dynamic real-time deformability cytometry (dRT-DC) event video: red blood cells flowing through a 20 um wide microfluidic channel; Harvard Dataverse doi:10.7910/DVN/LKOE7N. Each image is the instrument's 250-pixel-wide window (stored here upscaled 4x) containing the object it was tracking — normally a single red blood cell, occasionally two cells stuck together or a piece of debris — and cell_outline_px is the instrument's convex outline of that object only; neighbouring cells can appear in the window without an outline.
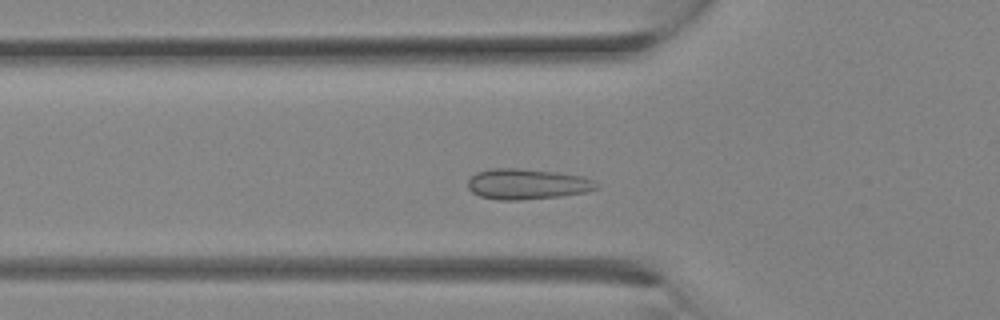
{"species": "Egyptian fruit bat (a non-hibernating species)", "species_latin": "Rousettus aegyptiacus", "temperature_condition": "room temperature", "stored_images_in_passage": 15, "camera_frame_rate_fps": 3000, "um_per_image_px": 0.085, "animal": {"sex": "female"}, "frame": {"image": 1, "passage_image": 7, "time_ms": 2.0, "image_size_px": [1000, 320], "cell_outline_px": [[600, 188], [588, 192], [560, 196], [520, 200], [500, 200], [480, 196], [472, 192], [468, 188], [468, 180], [476, 172], [488, 168], [520, 168], [556, 172], [584, 176], [600, 184]], "centroid_in_image_um": [44.83, 15.64], "position_along_channel_um": 81.0, "area_um2": 23.18}}
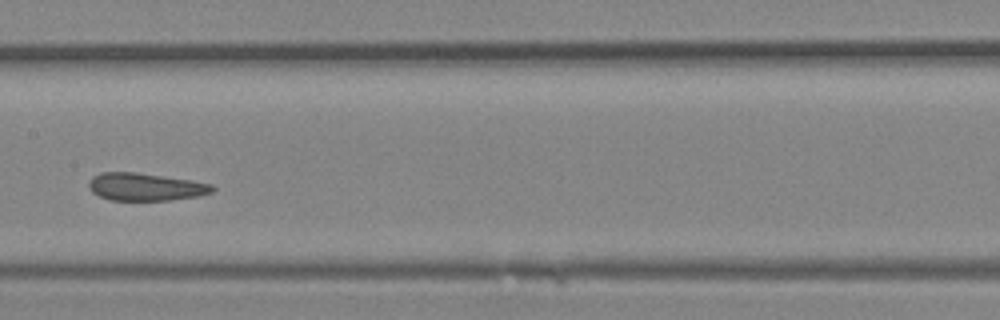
{"frame": {"image": 2, "passage_image": 12, "time_ms": 3.667, "image_size_px": [1000, 320], "cell_outline_px": [[216, 188], [212, 192], [200, 196], [168, 200], [112, 200], [100, 196], [92, 192], [88, 188], [88, 180], [92, 176], [100, 172], [136, 172], [192, 180], [212, 184]], "centroid_in_image_um": [12.36, 15.87], "position_along_channel_um": 195.0, "area_um2": 20.06}}
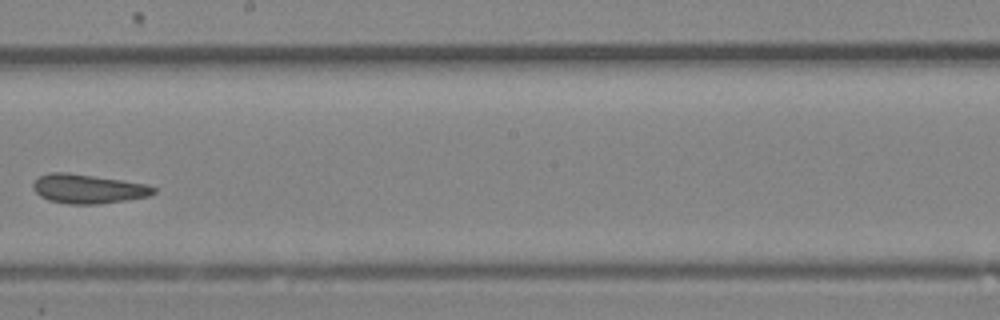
{"frame": {"image": 3, "passage_image": 14, "time_ms": 4.333, "image_size_px": [1000, 320], "cell_outline_px": [[156, 192], [148, 196], [100, 204], [68, 204], [48, 200], [40, 196], [32, 188], [32, 184], [40, 176], [48, 172], [68, 172], [148, 184], [156, 188]], "centroid_in_image_um": [7.47, 16.04], "position_along_channel_um": 240.7, "area_um2": 20.52}}